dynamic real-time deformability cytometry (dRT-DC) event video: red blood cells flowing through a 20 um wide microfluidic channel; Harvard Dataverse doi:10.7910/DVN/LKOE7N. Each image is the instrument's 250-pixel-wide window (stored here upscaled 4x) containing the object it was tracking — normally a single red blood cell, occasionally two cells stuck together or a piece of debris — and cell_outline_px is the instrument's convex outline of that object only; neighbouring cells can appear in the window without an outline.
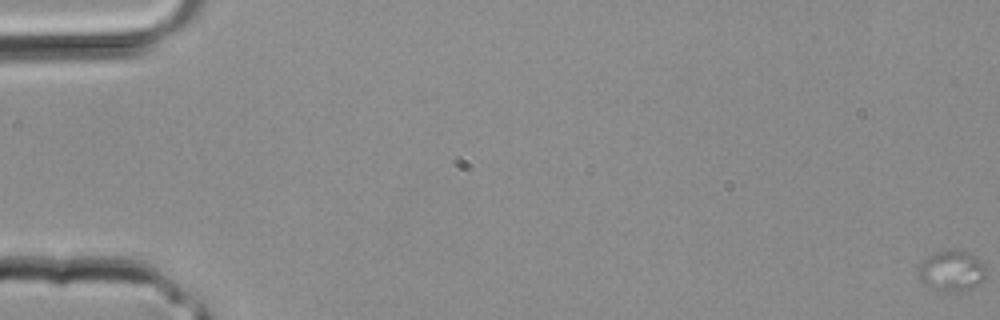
{"species": "common noctule bat (a hibernating species)", "species_latin": "Nyctalus noctula", "temperature_condition": "room temperature", "stored_images_in_passage": 4, "camera_frame_rate_fps": 3000, "um_per_image_px": 0.085, "animal": {"sex": "male", "body_mass_g": 20.4}, "frame": {"image": 1, "passage_image": 1, "time_ms": 0.0, "image_size_px": [1000, 320], "cell_outline_px": [[984, 276], [972, 288], [956, 292], [924, 284], [916, 276], [920, 264], [928, 256], [936, 252], [948, 248], [960, 248], [976, 256], [984, 264]], "centroid_in_image_um": [80.87, 22.95], "position_along_channel_um": 4.1, "area_um2": 15.9}}